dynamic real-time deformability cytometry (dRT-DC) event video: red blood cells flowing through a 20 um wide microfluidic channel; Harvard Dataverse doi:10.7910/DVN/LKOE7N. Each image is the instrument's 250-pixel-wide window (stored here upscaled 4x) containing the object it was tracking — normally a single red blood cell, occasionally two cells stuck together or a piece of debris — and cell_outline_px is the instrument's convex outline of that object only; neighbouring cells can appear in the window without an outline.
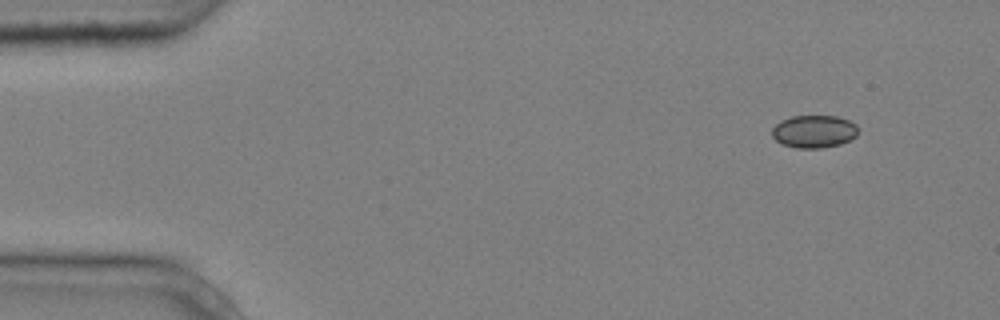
{"species": "common noctule bat (a hibernating species)", "species_latin": "Nyctalus noctula", "temperature_condition": "cold", "stored_images_in_passage": 3, "camera_frame_rate_fps": 3000, "um_per_image_px": 0.085, "animal": {"sex": "male", "body_mass_g": 20.4}, "frame": {"image": 1, "passage_image": 1, "time_ms": 0.0, "image_size_px": [1000, 320], "cell_outline_px": [[856, 136], [852, 140], [840, 144], [820, 148], [796, 148], [784, 144], [776, 140], [772, 136], [772, 128], [780, 120], [792, 116], [836, 116], [848, 120], [856, 124]], "centroid_in_image_um": [69.18, 11.17], "position_along_channel_um": 15.8, "area_um2": 16.36}}